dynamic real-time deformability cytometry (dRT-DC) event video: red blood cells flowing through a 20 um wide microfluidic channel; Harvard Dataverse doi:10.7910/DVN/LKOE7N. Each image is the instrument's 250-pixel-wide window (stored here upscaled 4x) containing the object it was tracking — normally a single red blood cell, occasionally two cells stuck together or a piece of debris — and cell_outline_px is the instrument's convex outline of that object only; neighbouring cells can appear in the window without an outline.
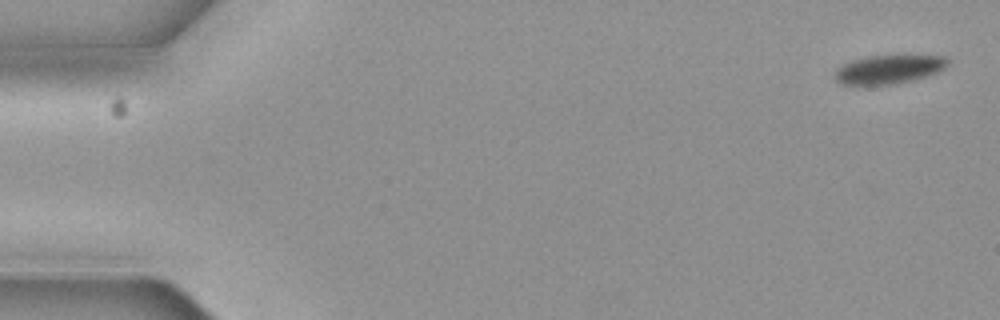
{"species": "common noctule bat (a hibernating species)", "species_latin": "Nyctalus noctula", "temperature_condition": "cold", "stored_images_in_passage": 7, "camera_frame_rate_fps": 3000, "um_per_image_px": 0.085, "animal": {"sex": "female", "body_mass_g": 19.3, "forearm_length_mm": 54.1}, "frame": {"image": 1, "passage_image": 1, "time_ms": 0.0, "image_size_px": [1000, 320], "cell_outline_px": [[948, 64], [944, 68], [936, 72], [916, 80], [896, 84], [840, 84], [832, 76], [832, 72], [836, 68], [852, 60], [868, 56], [904, 52], [944, 56], [948, 60]], "centroid_in_image_um": [75.57, 5.83], "position_along_channel_um": 9.4, "area_um2": 19.94}}
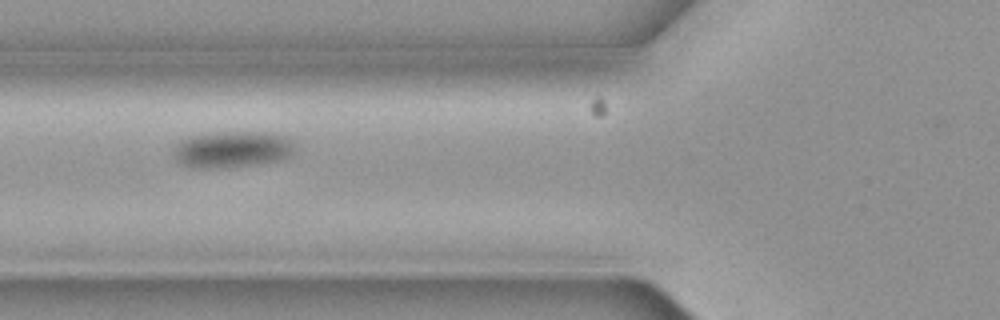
{"frame": {"image": 2, "passage_image": 6, "time_ms": 1.667, "image_size_px": [1000, 320], "cell_outline_px": [[296, 148], [284, 160], [228, 168], [188, 168], [176, 164], [172, 156], [176, 144], [180, 140], [188, 136], [220, 132], [268, 132], [284, 136]], "centroid_in_image_um": [19.65, 12.72], "position_along_channel_um": 106.2, "area_um2": 26.3}}
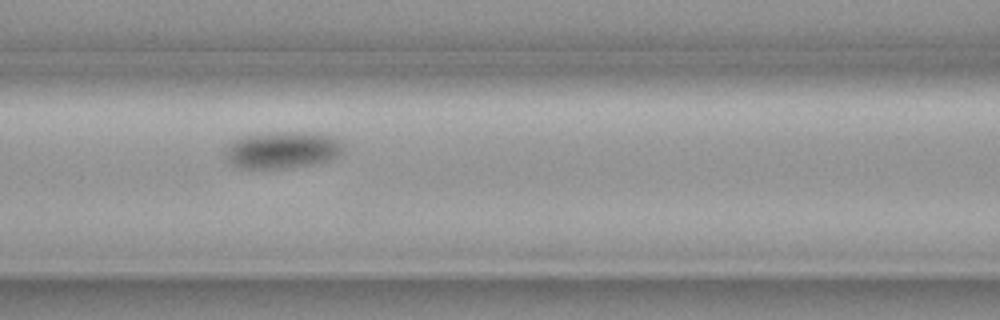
{"frame": {"image": 3, "passage_image": 7, "time_ms": 2.0, "image_size_px": [1000, 320], "cell_outline_px": [[344, 148], [336, 156], [328, 160], [312, 164], [284, 168], [240, 168], [232, 164], [224, 156], [224, 148], [232, 140], [240, 136], [276, 132], [304, 132], [336, 136], [340, 140]], "centroid_in_image_um": [23.95, 12.73], "position_along_channel_um": 142.7, "area_um2": 25.49}}